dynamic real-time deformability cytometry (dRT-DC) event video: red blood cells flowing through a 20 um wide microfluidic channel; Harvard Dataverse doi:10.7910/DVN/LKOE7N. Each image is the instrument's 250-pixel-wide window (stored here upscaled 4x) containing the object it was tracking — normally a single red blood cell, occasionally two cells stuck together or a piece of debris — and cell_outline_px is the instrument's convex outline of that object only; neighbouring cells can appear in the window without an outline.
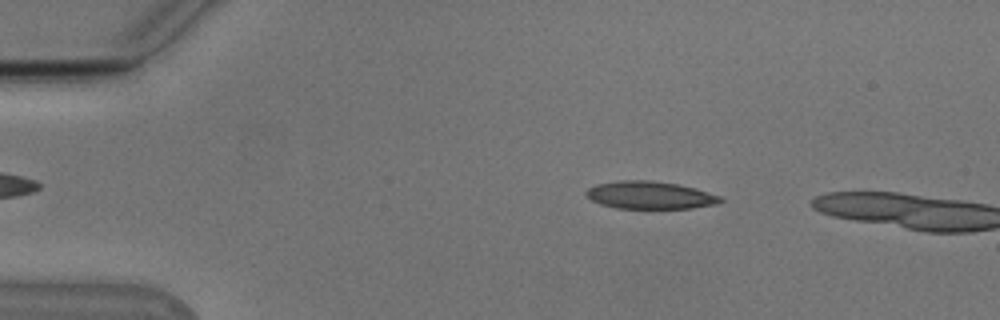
{"species": "Egyptian fruit bat (a non-hibernating species)", "species_latin": "Rousettus aegyptiacus", "temperature_condition": "cold", "stored_images_in_passage": 5, "camera_frame_rate_fps": 3000, "um_per_image_px": 0.085, "animal": {"sex": "male"}, "frame": {"image": 1, "passage_image": 3, "time_ms": 0.667, "image_size_px": [1000, 320], "cell_outline_px": [[724, 200], [712, 204], [692, 208], [616, 208], [600, 204], [592, 200], [584, 192], [588, 188], [596, 184], [620, 180], [652, 180], [676, 184], [696, 188], [720, 196]], "centroid_in_image_um": [55.21, 16.58], "position_along_channel_um": 29.8, "area_um2": 21.44}}